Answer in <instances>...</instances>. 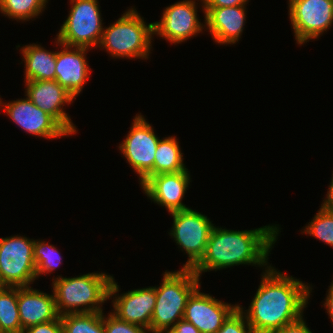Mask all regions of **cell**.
Listing matches in <instances>:
<instances>
[{"label": "cell", "instance_id": "obj_22", "mask_svg": "<svg viewBox=\"0 0 333 333\" xmlns=\"http://www.w3.org/2000/svg\"><path fill=\"white\" fill-rule=\"evenodd\" d=\"M0 329L2 333H23L18 311L17 287L0 288Z\"/></svg>", "mask_w": 333, "mask_h": 333}, {"label": "cell", "instance_id": "obj_25", "mask_svg": "<svg viewBox=\"0 0 333 333\" xmlns=\"http://www.w3.org/2000/svg\"><path fill=\"white\" fill-rule=\"evenodd\" d=\"M309 223L303 233L310 234L333 247V207L321 205L320 210Z\"/></svg>", "mask_w": 333, "mask_h": 333}, {"label": "cell", "instance_id": "obj_15", "mask_svg": "<svg viewBox=\"0 0 333 333\" xmlns=\"http://www.w3.org/2000/svg\"><path fill=\"white\" fill-rule=\"evenodd\" d=\"M188 170L176 173H161L150 176L142 185L147 197L161 206H165L169 213L187 209L182 203L186 189L190 184Z\"/></svg>", "mask_w": 333, "mask_h": 333}, {"label": "cell", "instance_id": "obj_32", "mask_svg": "<svg viewBox=\"0 0 333 333\" xmlns=\"http://www.w3.org/2000/svg\"><path fill=\"white\" fill-rule=\"evenodd\" d=\"M167 333H201L192 323L179 320Z\"/></svg>", "mask_w": 333, "mask_h": 333}, {"label": "cell", "instance_id": "obj_21", "mask_svg": "<svg viewBox=\"0 0 333 333\" xmlns=\"http://www.w3.org/2000/svg\"><path fill=\"white\" fill-rule=\"evenodd\" d=\"M178 144L179 142L173 136L159 140L155 151L153 170L140 182V185L150 176L188 170L183 163V156Z\"/></svg>", "mask_w": 333, "mask_h": 333}, {"label": "cell", "instance_id": "obj_33", "mask_svg": "<svg viewBox=\"0 0 333 333\" xmlns=\"http://www.w3.org/2000/svg\"><path fill=\"white\" fill-rule=\"evenodd\" d=\"M323 305L327 309V312L333 323V281H332L331 285L329 286L328 295H327L326 301L324 302Z\"/></svg>", "mask_w": 333, "mask_h": 333}, {"label": "cell", "instance_id": "obj_2", "mask_svg": "<svg viewBox=\"0 0 333 333\" xmlns=\"http://www.w3.org/2000/svg\"><path fill=\"white\" fill-rule=\"evenodd\" d=\"M279 228L264 226L253 230L234 231L214 226L201 260L192 268L200 277L202 272L220 270L234 265H267Z\"/></svg>", "mask_w": 333, "mask_h": 333}, {"label": "cell", "instance_id": "obj_7", "mask_svg": "<svg viewBox=\"0 0 333 333\" xmlns=\"http://www.w3.org/2000/svg\"><path fill=\"white\" fill-rule=\"evenodd\" d=\"M34 240L12 236L0 238V282L3 287H26L37 278Z\"/></svg>", "mask_w": 333, "mask_h": 333}, {"label": "cell", "instance_id": "obj_27", "mask_svg": "<svg viewBox=\"0 0 333 333\" xmlns=\"http://www.w3.org/2000/svg\"><path fill=\"white\" fill-rule=\"evenodd\" d=\"M245 316L237 307L224 321L222 327L216 333H253L252 328L245 321Z\"/></svg>", "mask_w": 333, "mask_h": 333}, {"label": "cell", "instance_id": "obj_1", "mask_svg": "<svg viewBox=\"0 0 333 333\" xmlns=\"http://www.w3.org/2000/svg\"><path fill=\"white\" fill-rule=\"evenodd\" d=\"M247 312L238 305L253 333H273L303 315L312 288L267 266Z\"/></svg>", "mask_w": 333, "mask_h": 333}, {"label": "cell", "instance_id": "obj_17", "mask_svg": "<svg viewBox=\"0 0 333 333\" xmlns=\"http://www.w3.org/2000/svg\"><path fill=\"white\" fill-rule=\"evenodd\" d=\"M115 298L112 301L114 315L120 320L150 330L156 302L155 287L134 289Z\"/></svg>", "mask_w": 333, "mask_h": 333}, {"label": "cell", "instance_id": "obj_10", "mask_svg": "<svg viewBox=\"0 0 333 333\" xmlns=\"http://www.w3.org/2000/svg\"><path fill=\"white\" fill-rule=\"evenodd\" d=\"M142 115H137L119 150L134 171L139 174L140 182L153 170L155 151L159 138Z\"/></svg>", "mask_w": 333, "mask_h": 333}, {"label": "cell", "instance_id": "obj_6", "mask_svg": "<svg viewBox=\"0 0 333 333\" xmlns=\"http://www.w3.org/2000/svg\"><path fill=\"white\" fill-rule=\"evenodd\" d=\"M70 3L72 8L56 42L58 45L87 49L98 46L104 28L97 0H71Z\"/></svg>", "mask_w": 333, "mask_h": 333}, {"label": "cell", "instance_id": "obj_8", "mask_svg": "<svg viewBox=\"0 0 333 333\" xmlns=\"http://www.w3.org/2000/svg\"><path fill=\"white\" fill-rule=\"evenodd\" d=\"M170 214L173 217L170 235L189 257L183 268L192 269L205 253L214 224L207 216L191 208Z\"/></svg>", "mask_w": 333, "mask_h": 333}, {"label": "cell", "instance_id": "obj_28", "mask_svg": "<svg viewBox=\"0 0 333 333\" xmlns=\"http://www.w3.org/2000/svg\"><path fill=\"white\" fill-rule=\"evenodd\" d=\"M104 328L106 333H147L150 331L142 326L120 320L111 312L107 318L104 316Z\"/></svg>", "mask_w": 333, "mask_h": 333}, {"label": "cell", "instance_id": "obj_9", "mask_svg": "<svg viewBox=\"0 0 333 333\" xmlns=\"http://www.w3.org/2000/svg\"><path fill=\"white\" fill-rule=\"evenodd\" d=\"M288 5L295 40L300 45L318 38L333 23V0H289Z\"/></svg>", "mask_w": 333, "mask_h": 333}, {"label": "cell", "instance_id": "obj_12", "mask_svg": "<svg viewBox=\"0 0 333 333\" xmlns=\"http://www.w3.org/2000/svg\"><path fill=\"white\" fill-rule=\"evenodd\" d=\"M1 101L0 98V106H4L3 110L10 119L27 133L48 139L69 136V133L52 116L33 104L28 97L8 104L3 103V105Z\"/></svg>", "mask_w": 333, "mask_h": 333}, {"label": "cell", "instance_id": "obj_14", "mask_svg": "<svg viewBox=\"0 0 333 333\" xmlns=\"http://www.w3.org/2000/svg\"><path fill=\"white\" fill-rule=\"evenodd\" d=\"M237 307V304H226L201 293L198 287L188 299L183 319L192 323L201 333H216Z\"/></svg>", "mask_w": 333, "mask_h": 333}, {"label": "cell", "instance_id": "obj_23", "mask_svg": "<svg viewBox=\"0 0 333 333\" xmlns=\"http://www.w3.org/2000/svg\"><path fill=\"white\" fill-rule=\"evenodd\" d=\"M104 313H69L60 316L63 333H106Z\"/></svg>", "mask_w": 333, "mask_h": 333}, {"label": "cell", "instance_id": "obj_11", "mask_svg": "<svg viewBox=\"0 0 333 333\" xmlns=\"http://www.w3.org/2000/svg\"><path fill=\"white\" fill-rule=\"evenodd\" d=\"M195 4L193 0H183L168 6L160 22H153L154 34L175 44L200 33L204 27L197 17Z\"/></svg>", "mask_w": 333, "mask_h": 333}, {"label": "cell", "instance_id": "obj_31", "mask_svg": "<svg viewBox=\"0 0 333 333\" xmlns=\"http://www.w3.org/2000/svg\"><path fill=\"white\" fill-rule=\"evenodd\" d=\"M204 7L245 6L249 0H201Z\"/></svg>", "mask_w": 333, "mask_h": 333}, {"label": "cell", "instance_id": "obj_29", "mask_svg": "<svg viewBox=\"0 0 333 333\" xmlns=\"http://www.w3.org/2000/svg\"><path fill=\"white\" fill-rule=\"evenodd\" d=\"M23 333H63L60 316L56 320L31 326L23 330Z\"/></svg>", "mask_w": 333, "mask_h": 333}, {"label": "cell", "instance_id": "obj_5", "mask_svg": "<svg viewBox=\"0 0 333 333\" xmlns=\"http://www.w3.org/2000/svg\"><path fill=\"white\" fill-rule=\"evenodd\" d=\"M154 23L145 24L136 9H129L112 25L103 30L98 47L112 57L148 59ZM151 46V47H150Z\"/></svg>", "mask_w": 333, "mask_h": 333}, {"label": "cell", "instance_id": "obj_4", "mask_svg": "<svg viewBox=\"0 0 333 333\" xmlns=\"http://www.w3.org/2000/svg\"><path fill=\"white\" fill-rule=\"evenodd\" d=\"M163 275L161 285L155 287L156 302L149 333H167L182 320L189 297L200 286V278L192 269L165 271Z\"/></svg>", "mask_w": 333, "mask_h": 333}, {"label": "cell", "instance_id": "obj_26", "mask_svg": "<svg viewBox=\"0 0 333 333\" xmlns=\"http://www.w3.org/2000/svg\"><path fill=\"white\" fill-rule=\"evenodd\" d=\"M33 254L37 278L43 273H51L61 264L59 251L44 241L34 240Z\"/></svg>", "mask_w": 333, "mask_h": 333}, {"label": "cell", "instance_id": "obj_16", "mask_svg": "<svg viewBox=\"0 0 333 333\" xmlns=\"http://www.w3.org/2000/svg\"><path fill=\"white\" fill-rule=\"evenodd\" d=\"M60 45L63 50L56 52L55 80L76 98L89 79L90 69L85 58L87 48Z\"/></svg>", "mask_w": 333, "mask_h": 333}, {"label": "cell", "instance_id": "obj_19", "mask_svg": "<svg viewBox=\"0 0 333 333\" xmlns=\"http://www.w3.org/2000/svg\"><path fill=\"white\" fill-rule=\"evenodd\" d=\"M29 286L17 287L18 311L22 329L47 323L59 317L55 297Z\"/></svg>", "mask_w": 333, "mask_h": 333}, {"label": "cell", "instance_id": "obj_30", "mask_svg": "<svg viewBox=\"0 0 333 333\" xmlns=\"http://www.w3.org/2000/svg\"><path fill=\"white\" fill-rule=\"evenodd\" d=\"M273 333H312L310 329L307 327L305 321L303 320V317L300 319L287 324L280 330H277Z\"/></svg>", "mask_w": 333, "mask_h": 333}, {"label": "cell", "instance_id": "obj_24", "mask_svg": "<svg viewBox=\"0 0 333 333\" xmlns=\"http://www.w3.org/2000/svg\"><path fill=\"white\" fill-rule=\"evenodd\" d=\"M48 0H0V11L15 20H30L42 13Z\"/></svg>", "mask_w": 333, "mask_h": 333}, {"label": "cell", "instance_id": "obj_13", "mask_svg": "<svg viewBox=\"0 0 333 333\" xmlns=\"http://www.w3.org/2000/svg\"><path fill=\"white\" fill-rule=\"evenodd\" d=\"M26 95L33 104L52 116L70 135L77 133L70 116L62 108L75 99L56 80L25 81Z\"/></svg>", "mask_w": 333, "mask_h": 333}, {"label": "cell", "instance_id": "obj_3", "mask_svg": "<svg viewBox=\"0 0 333 333\" xmlns=\"http://www.w3.org/2000/svg\"><path fill=\"white\" fill-rule=\"evenodd\" d=\"M118 291L119 285L114 278L99 272L73 278H54L52 292L57 313L62 316L69 313L103 312L100 306Z\"/></svg>", "mask_w": 333, "mask_h": 333}, {"label": "cell", "instance_id": "obj_20", "mask_svg": "<svg viewBox=\"0 0 333 333\" xmlns=\"http://www.w3.org/2000/svg\"><path fill=\"white\" fill-rule=\"evenodd\" d=\"M25 62V81L55 80L56 52H49L39 45L21 48Z\"/></svg>", "mask_w": 333, "mask_h": 333}, {"label": "cell", "instance_id": "obj_18", "mask_svg": "<svg viewBox=\"0 0 333 333\" xmlns=\"http://www.w3.org/2000/svg\"><path fill=\"white\" fill-rule=\"evenodd\" d=\"M245 6L204 7L205 24L219 44H235L245 24Z\"/></svg>", "mask_w": 333, "mask_h": 333}, {"label": "cell", "instance_id": "obj_34", "mask_svg": "<svg viewBox=\"0 0 333 333\" xmlns=\"http://www.w3.org/2000/svg\"><path fill=\"white\" fill-rule=\"evenodd\" d=\"M329 191L327 192V197L325 200H323L324 202L322 203L323 206L326 207H333V177L332 180L330 182V187L328 189Z\"/></svg>", "mask_w": 333, "mask_h": 333}]
</instances>
